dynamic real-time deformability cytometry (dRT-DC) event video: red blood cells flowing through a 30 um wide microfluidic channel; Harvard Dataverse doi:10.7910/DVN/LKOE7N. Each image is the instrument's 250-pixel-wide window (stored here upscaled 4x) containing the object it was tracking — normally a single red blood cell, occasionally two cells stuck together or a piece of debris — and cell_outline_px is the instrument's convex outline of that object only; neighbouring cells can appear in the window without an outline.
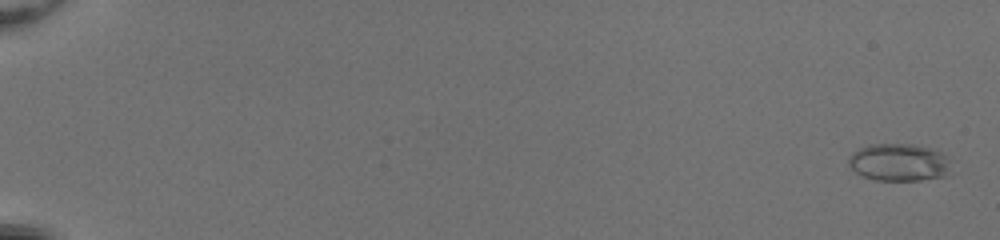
{"species": "common noctule bat (a hibernating species)", "species_latin": "Nyctalus noctula", "temperature_condition": "room temperature", "stored_images_in_passage": 54, "camera_frame_rate_fps": 3000, "um_per_image_px": 0.085, "animal": {"sex": "female", "body_mass_g": 20.0, "forearm_length_mm": 54.0}, "frame": {"image": 1, "passage_image": 2, "time_ms": 0.333, "image_size_px": [1000, 240], "cell_outline_px": [[948, 176], [920, 180], [876, 180], [864, 176], [856, 172], [848, 164], [848, 156], [852, 152], [868, 144], [912, 144], [932, 148], [948, 156]], "centroid_in_image_um": [76.4, 13.79], "position_along_channel_um": 8.6, "area_um2": 22.43}}
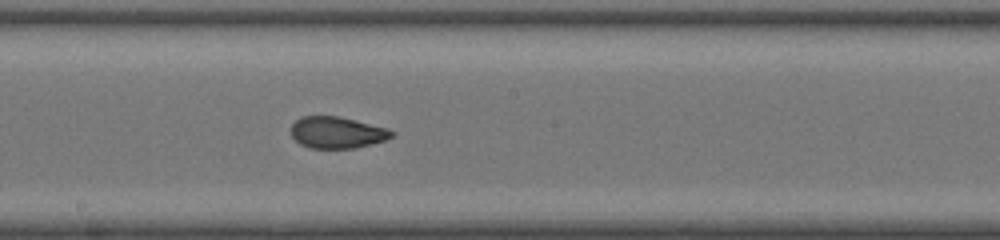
{"frame": {"image": 2, "passage_image": 33, "time_ms": 10.667, "image_size_px": [1000, 240], "cell_outline_px": [[396, 132], [392, 136], [384, 140], [352, 148], [308, 148], [300, 144], [292, 136], [292, 124], [300, 116], [340, 116], [388, 128]], "centroid_in_image_um": [28.63, 11.25], "position_along_channel_um": 219.6, "area_um2": 18.44}}
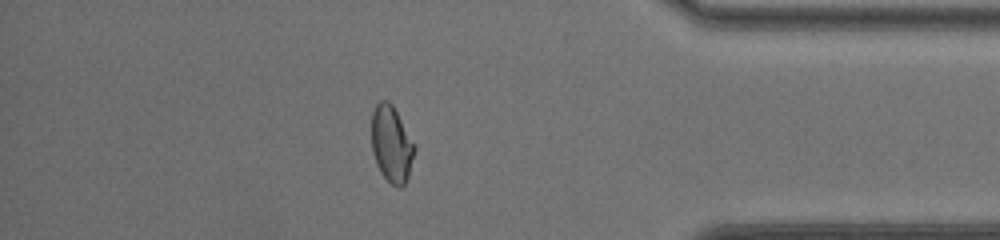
{"frame": {"image": 3, "passage_image": 48, "time_ms": 15.667, "image_size_px": [1000, 240], "cell_outline_px": [[416, 148], [408, 176], [404, 184], [400, 188], [392, 184], [380, 172], [376, 164], [372, 152], [372, 112], [376, 104], [380, 100], [388, 100], [392, 104], [416, 144]], "centroid_in_image_um": [33.28, 12.23], "position_along_channel_um": 401.9, "area_um2": 19.25}, "authors_computed_cell_mechanics": {"area_um2": 19.9988, "velocity_mm_per_s": 4.0963, "shape_relaxation_time_tau1_ms": 8.266, "shape_relaxation_time_tau2_ms": 0.7249, "deformation_change_tau1": 0.2226, "deformation_change_tau2": 0.0571}}